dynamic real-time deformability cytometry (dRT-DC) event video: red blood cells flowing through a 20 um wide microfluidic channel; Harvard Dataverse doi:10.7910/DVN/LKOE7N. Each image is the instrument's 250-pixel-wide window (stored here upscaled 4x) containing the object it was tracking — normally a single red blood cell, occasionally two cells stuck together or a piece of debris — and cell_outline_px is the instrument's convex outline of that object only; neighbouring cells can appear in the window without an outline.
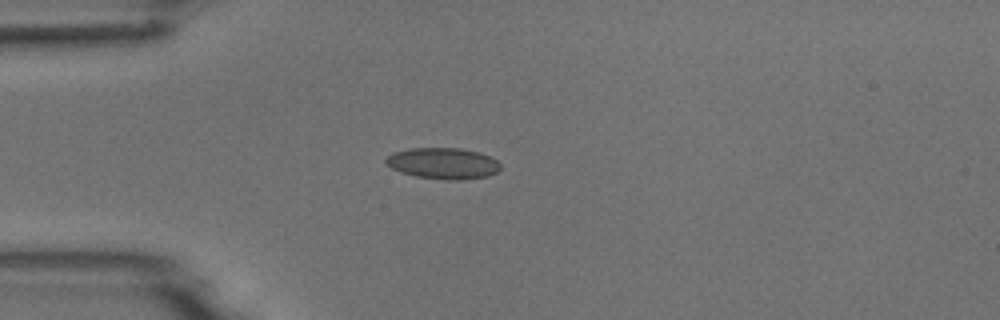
{"species": "common noctule bat (a hibernating species)", "species_latin": "Nyctalus noctula", "temperature_condition": "room temperature", "stored_images_in_passage": 1, "camera_frame_rate_fps": 3000, "um_per_image_px": 0.085, "animal": {"sex": "male", "body_mass_g": 18.8}, "frame": {"image": 1, "passage_image": 1, "time_ms": 0.0, "image_size_px": [1000, 320], "cell_outline_px": [[500, 168], [496, 172], [488, 176], [460, 180], [448, 180], [416, 176], [400, 172], [384, 164], [384, 160], [392, 152], [412, 148], [460, 148], [480, 152], [496, 160], [500, 164]], "centroid_in_image_um": [37.63, 13.88], "position_along_channel_um": 47.4, "area_um2": 20.87}}